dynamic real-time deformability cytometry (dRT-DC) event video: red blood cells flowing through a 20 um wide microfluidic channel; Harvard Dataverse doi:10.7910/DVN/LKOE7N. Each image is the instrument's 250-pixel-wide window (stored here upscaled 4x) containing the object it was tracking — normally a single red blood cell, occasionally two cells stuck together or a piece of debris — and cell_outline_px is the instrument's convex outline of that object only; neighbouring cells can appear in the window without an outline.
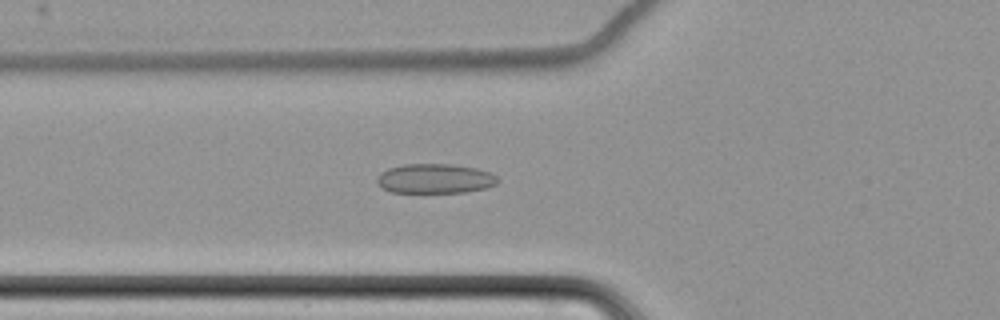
{"species": "common noctule bat (a hibernating species)", "species_latin": "Nyctalus noctula", "temperature_condition": "cold", "stored_images_in_passage": 7, "camera_frame_rate_fps": 3000, "um_per_image_px": 0.085, "animal": {"sex": "female", "body_mass_g": 22.7, "forearm_length_mm": 54.2}, "frame": {"image": 1, "passage_image": 7, "time_ms": 7.333, "image_size_px": [1000, 320], "cell_outline_px": [[500, 180], [496, 184], [488, 188], [464, 192], [392, 192], [384, 188], [376, 180], [380, 172], [388, 168], [404, 164], [452, 164], [476, 168], [488, 172], [496, 176]], "centroid_in_image_um": [37.0, 15.17], "position_along_channel_um": 88.8, "area_um2": 20.75}}